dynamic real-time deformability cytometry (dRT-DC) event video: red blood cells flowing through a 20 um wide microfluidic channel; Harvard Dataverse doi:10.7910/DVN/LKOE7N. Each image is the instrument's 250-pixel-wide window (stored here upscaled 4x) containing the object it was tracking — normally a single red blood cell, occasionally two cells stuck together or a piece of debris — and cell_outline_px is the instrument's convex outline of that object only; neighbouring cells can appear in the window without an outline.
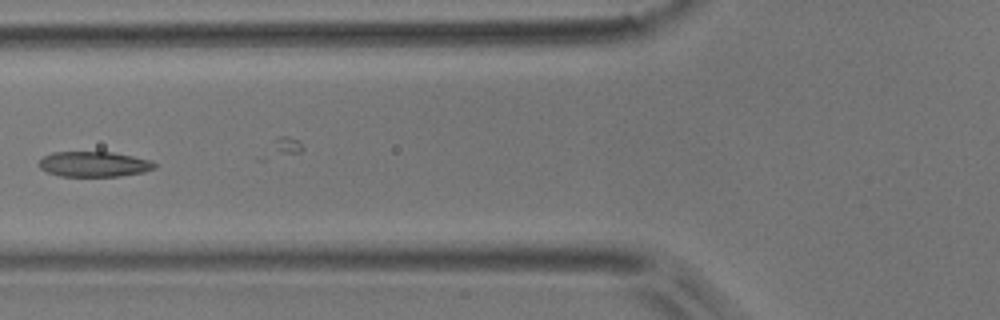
{"species": "common noctule bat (a hibernating species)", "species_latin": "Nyctalus noctula", "temperature_condition": "room temperature", "stored_images_in_passage": 7, "camera_frame_rate_fps": 3000, "um_per_image_px": 0.085, "animal": {"sex": "male", "body_mass_g": 17.9}, "frame": {"image": 1, "passage_image": 5, "time_ms": 1.333, "image_size_px": [1000, 320], "cell_outline_px": [[156, 168], [144, 172], [120, 176], [60, 176], [48, 172], [40, 168], [36, 164], [44, 156], [52, 152], [112, 152], [152, 160], [156, 164]], "centroid_in_image_um": [7.99, 13.95], "position_along_channel_um": 117.8, "area_um2": 17.11}}